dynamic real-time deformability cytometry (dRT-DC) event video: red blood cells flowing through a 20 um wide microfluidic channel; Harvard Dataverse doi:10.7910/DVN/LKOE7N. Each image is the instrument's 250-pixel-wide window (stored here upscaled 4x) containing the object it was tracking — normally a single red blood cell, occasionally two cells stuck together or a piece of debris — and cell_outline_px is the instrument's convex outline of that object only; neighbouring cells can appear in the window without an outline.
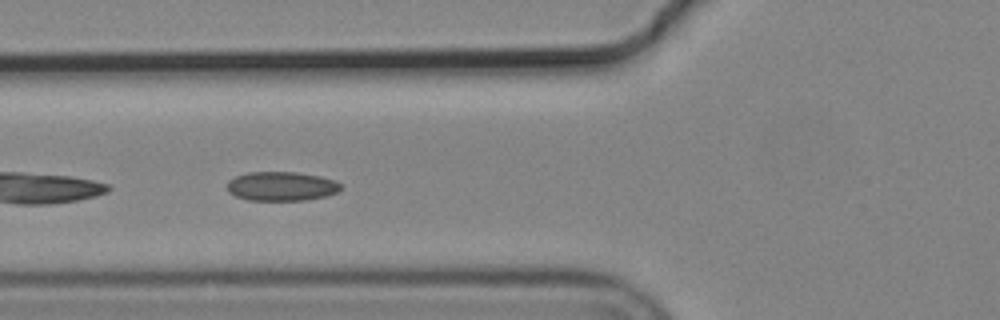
{"species": "common noctule bat (a hibernating species)", "species_latin": "Nyctalus noctula", "temperature_condition": "cold", "stored_images_in_passage": 8, "camera_frame_rate_fps": 3000, "um_per_image_px": 0.085, "animal": {"sex": "male", "body_mass_g": 19.2, "forearm_length_mm": 51.8}, "frame": {"image": 1, "passage_image": 4, "time_ms": 1.0, "image_size_px": [1000, 320], "cell_outline_px": [[340, 188], [336, 192], [324, 196], [304, 200], [248, 200], [236, 196], [228, 192], [228, 180], [236, 176], [248, 172], [296, 172], [320, 176], [336, 180], [340, 184]], "centroid_in_image_um": [23.9, 15.82], "position_along_channel_um": 101.9, "area_um2": 19.19}}